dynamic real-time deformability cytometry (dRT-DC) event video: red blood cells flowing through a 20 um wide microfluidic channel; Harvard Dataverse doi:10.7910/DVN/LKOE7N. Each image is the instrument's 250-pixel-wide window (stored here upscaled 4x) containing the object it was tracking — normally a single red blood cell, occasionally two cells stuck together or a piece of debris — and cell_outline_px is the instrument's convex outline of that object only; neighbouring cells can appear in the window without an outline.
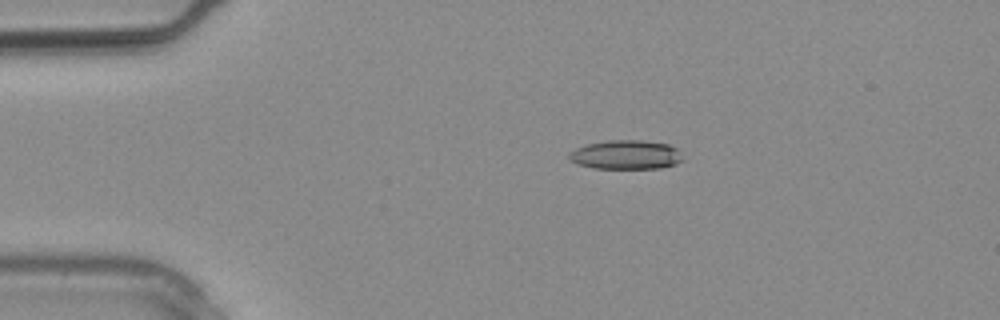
{"species": "common noctule bat (a hibernating species)", "species_latin": "Nyctalus noctula", "temperature_condition": "warm", "stored_images_in_passage": 2, "camera_frame_rate_fps": 3000, "um_per_image_px": 0.085, "animal": {"sex": "male", "body_mass_g": 20.4}, "frame": {"image": 1, "passage_image": 1, "time_ms": 0.0, "image_size_px": [1000, 320], "cell_outline_px": [[684, 160], [676, 164], [660, 168], [592, 168], [568, 160], [568, 152], [576, 148], [588, 144], [608, 140], [644, 140], [668, 144], [676, 148]], "centroid_in_image_um": [53.2, 13.15], "position_along_channel_um": 31.8, "area_um2": 19.31}}
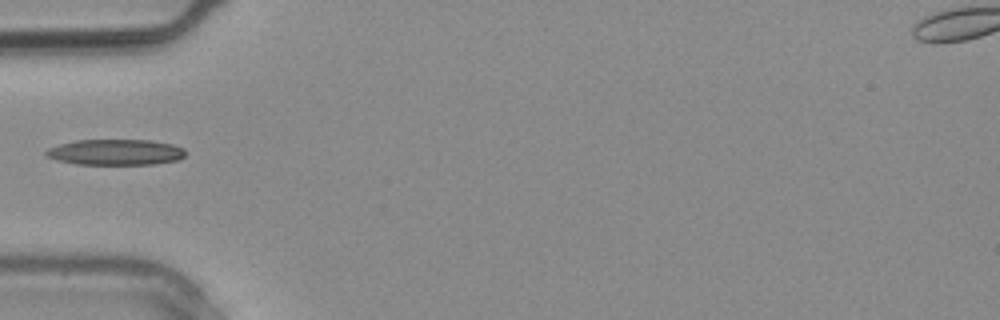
{"frame": {"image": 2, "passage_image": 2, "time_ms": 0.333, "image_size_px": [1000, 320], "cell_outline_px": [[184, 156], [180, 160], [152, 164], [76, 164], [56, 160], [48, 156], [44, 152], [48, 148], [60, 144], [76, 140], [152, 140], [172, 144], [184, 148]], "centroid_in_image_um": [9.83, 12.93], "position_along_channel_um": 75.2, "area_um2": 20.92}}